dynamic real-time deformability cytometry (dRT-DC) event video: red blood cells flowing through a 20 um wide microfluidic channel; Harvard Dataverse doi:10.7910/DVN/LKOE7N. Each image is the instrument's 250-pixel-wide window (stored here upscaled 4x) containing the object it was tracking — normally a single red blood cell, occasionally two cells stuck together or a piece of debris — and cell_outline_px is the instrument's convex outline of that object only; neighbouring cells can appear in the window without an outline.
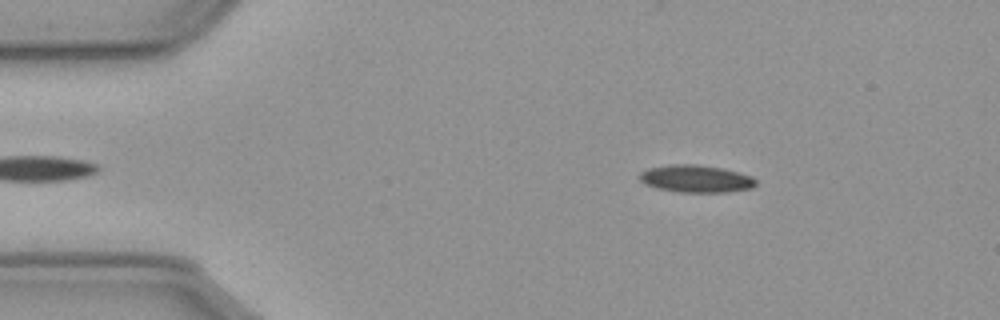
{"species": "common noctule bat (a hibernating species)", "species_latin": "Nyctalus noctula", "temperature_condition": "cold", "stored_images_in_passage": 45, "camera_frame_rate_fps": 3000, "um_per_image_px": 0.085, "animal": {"sex": "male", "body_mass_g": 23.1, "forearm_length_mm": 52.7}, "frame": {"image": 1, "passage_image": 6, "time_ms": 1.667, "image_size_px": [1000, 320], "cell_outline_px": [[756, 184], [752, 188], [728, 192], [680, 192], [656, 188], [644, 184], [640, 180], [640, 172], [648, 168], [672, 164], [692, 164], [720, 168], [752, 176], [756, 180]], "centroid_in_image_um": [59.14, 15.2], "position_along_channel_um": 25.9, "area_um2": 18.44}}
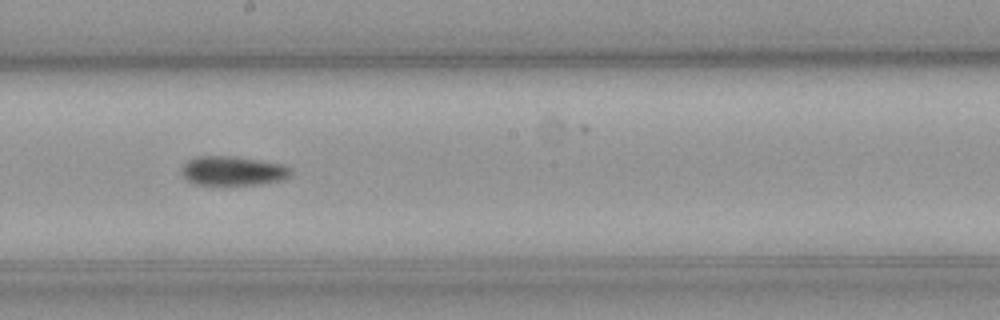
{"frame": {"image": 2, "passage_image": 28, "time_ms": 9.0, "image_size_px": [1000, 320], "cell_outline_px": [[292, 172], [284, 180], [260, 184], [192, 184], [180, 172], [180, 168], [188, 160], [200, 156], [228, 156], [284, 164]], "centroid_in_image_um": [19.77, 14.53], "position_along_channel_um": 228.4, "area_um2": 18.38}}
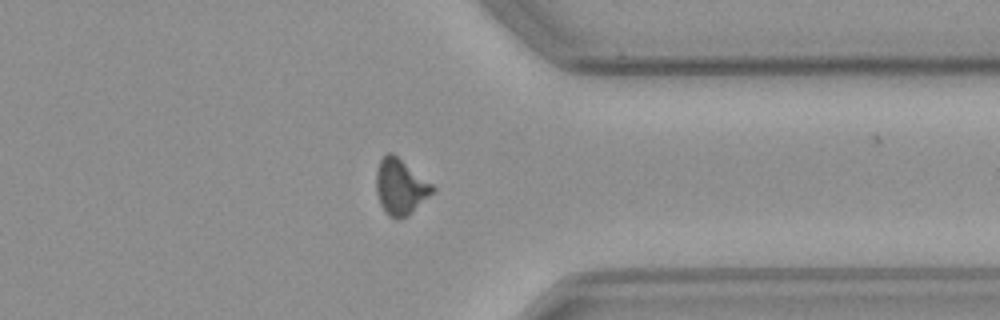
{"frame": {"image": 3, "passage_image": 41, "time_ms": 13.333, "image_size_px": [1000, 320], "cell_outline_px": [[436, 192], [408, 216], [400, 220], [396, 220], [388, 216], [380, 204], [376, 188], [376, 172], [380, 160], [388, 152], [392, 152], [432, 184], [436, 188]], "centroid_in_image_um": [34.06, 15.92], "position_along_channel_um": 377.3, "area_um2": 18.5}, "authors_computed_cell_mechanics": {"area_um2": 18.2648, "velocity_mm_per_s": 3.5927, "shape_relaxation_time_tau1_ms": 8.1429, "shape_relaxation_time_tau2_ms": null, "deformation_change_tau1": 0.1664, "deformation_change_tau2": null}}